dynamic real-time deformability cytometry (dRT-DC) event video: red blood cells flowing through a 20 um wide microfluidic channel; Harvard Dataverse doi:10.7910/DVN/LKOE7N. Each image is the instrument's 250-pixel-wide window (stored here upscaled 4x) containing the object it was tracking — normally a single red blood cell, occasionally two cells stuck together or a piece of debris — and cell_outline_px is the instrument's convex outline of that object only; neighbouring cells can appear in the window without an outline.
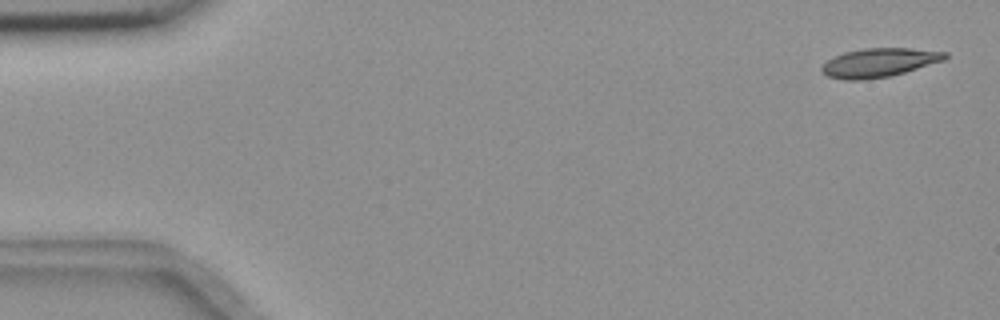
{"species": "common noctule bat (a hibernating species)", "species_latin": "Nyctalus noctula", "temperature_condition": "room temperature", "stored_images_in_passage": 14, "camera_frame_rate_fps": 3000, "um_per_image_px": 0.085, "animal": {"sex": "female", "body_mass_g": 18.4}, "frame": {"image": 1, "passage_image": 2, "time_ms": 0.333, "image_size_px": [1000, 320], "cell_outline_px": [[948, 56], [944, 60], [904, 72], [888, 76], [864, 80], [844, 80], [828, 76], [820, 68], [828, 60], [844, 52], [864, 48], [912, 48], [948, 52]], "centroid_in_image_um": [74.74, 5.31], "position_along_channel_um": 10.3, "area_um2": 20.52}}